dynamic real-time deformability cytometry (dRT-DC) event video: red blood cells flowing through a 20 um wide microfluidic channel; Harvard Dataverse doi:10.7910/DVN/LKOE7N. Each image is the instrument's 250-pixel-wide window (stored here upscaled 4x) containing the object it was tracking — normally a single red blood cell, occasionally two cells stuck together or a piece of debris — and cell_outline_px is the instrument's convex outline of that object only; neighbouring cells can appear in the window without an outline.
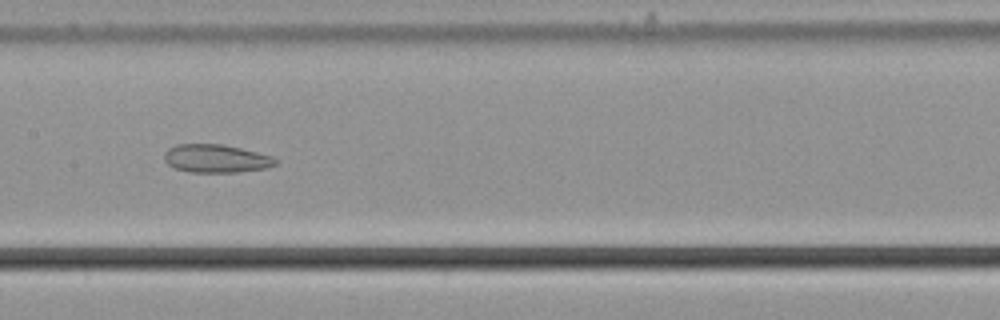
{"species": "common noctule bat (a hibernating species)", "species_latin": "Nyctalus noctula", "temperature_condition": "cold", "stored_images_in_passage": 39, "camera_frame_rate_fps": 3000, "um_per_image_px": 0.085, "animal": {"sex": "male", "body_mass_g": 21.5, "forearm_length_mm": 52.0}, "frame": {"image": 1, "passage_image": 24, "time_ms": 7.667, "image_size_px": [1000, 320], "cell_outline_px": [[272, 164], [260, 168], [228, 172], [196, 172], [176, 168], [168, 160], [168, 152], [172, 148], [184, 144], [216, 144], [236, 148], [268, 156]], "centroid_in_image_um": [18.29, 13.48], "position_along_channel_um": 189.1, "area_um2": 16.36}}
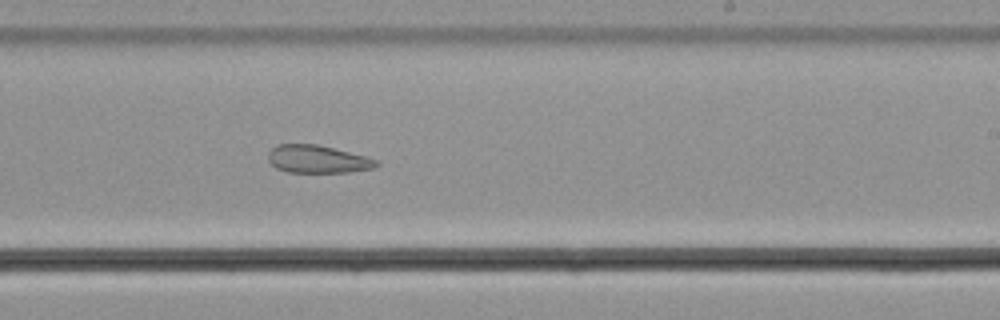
{"frame": {"image": 2, "passage_image": 30, "time_ms": 9.667, "image_size_px": [1000, 320], "cell_outline_px": [[376, 164], [368, 168], [340, 172], [292, 172], [280, 168], [272, 164], [272, 160], [276, 148], [280, 144], [312, 144], [360, 156], [372, 160]], "centroid_in_image_um": [26.95, 13.54], "position_along_channel_um": 262.1, "area_um2": 15.61}}
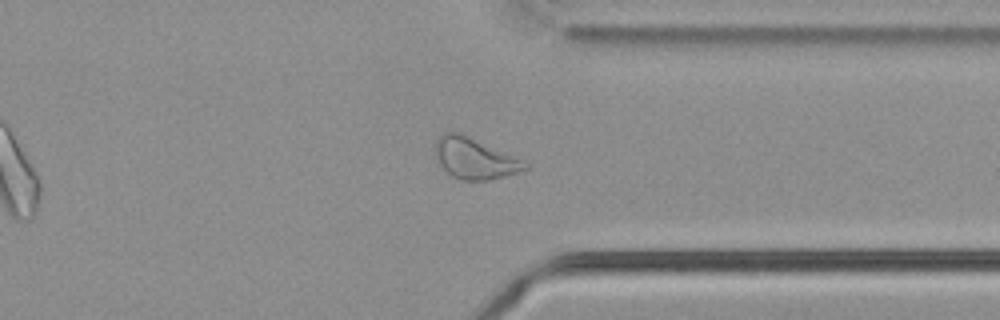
{"frame": {"image": 3, "passage_image": 39, "time_ms": 12.667, "image_size_px": [1000, 320], "cell_outline_px": [[512, 172], [496, 176], [476, 180], [468, 180], [456, 176], [444, 164], [440, 156], [440, 144], [448, 136], [460, 136], [508, 160]], "centroid_in_image_um": [40.09, 13.57], "position_along_channel_um": 371.3, "area_um2": 15.03}, "authors_computed_cell_mechanics": {"area_um2": 15.028, "velocity_mm_per_s": 3.664, "shape_relaxation_time_tau1_ms": null, "shape_relaxation_time_tau2_ms": 1.4562, "deformation_change_tau1": null, "deformation_change_tau2": 0.0791}}